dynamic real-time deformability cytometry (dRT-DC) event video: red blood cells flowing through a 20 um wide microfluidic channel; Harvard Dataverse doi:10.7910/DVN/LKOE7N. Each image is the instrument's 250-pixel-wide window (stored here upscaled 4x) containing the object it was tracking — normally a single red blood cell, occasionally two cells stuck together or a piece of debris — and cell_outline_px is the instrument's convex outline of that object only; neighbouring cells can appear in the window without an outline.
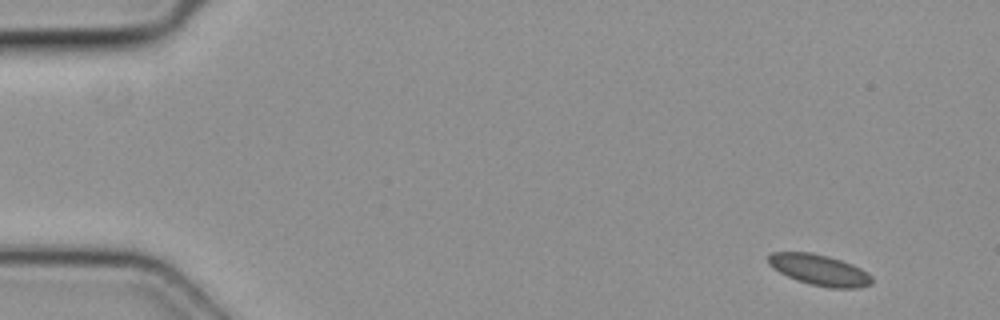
{"species": "common noctule bat (a hibernating species)", "species_latin": "Nyctalus noctula", "temperature_condition": "cold", "stored_images_in_passage": 5, "camera_frame_rate_fps": 3000, "um_per_image_px": 0.085, "animal": {"sex": "female", "body_mass_g": 19.3, "forearm_length_mm": 54.1}, "frame": {"image": 1, "passage_image": 1, "time_ms": 0.0, "image_size_px": [1000, 320], "cell_outline_px": [[872, 284], [860, 288], [832, 288], [812, 284], [796, 280], [772, 268], [768, 264], [768, 256], [772, 252], [812, 252], [828, 256], [852, 264], [860, 268], [872, 276]], "centroid_in_image_um": [69.65, 22.94], "position_along_channel_um": 15.3, "area_um2": 18.61}}
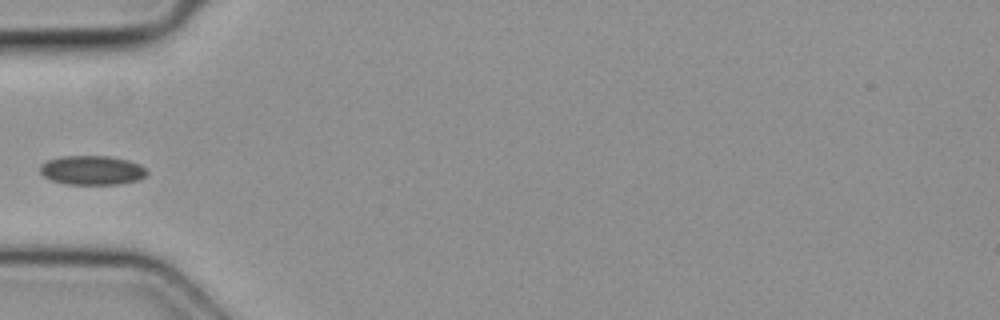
{"frame": {"image": 2, "passage_image": 4, "time_ms": 1.0, "image_size_px": [1000, 320], "cell_outline_px": [[148, 172], [140, 180], [116, 184], [68, 184], [52, 180], [44, 176], [40, 172], [40, 164], [48, 160], [60, 156], [108, 156], [128, 160], [140, 164]], "centroid_in_image_um": [7.82, 14.46], "position_along_channel_um": 77.2, "area_um2": 18.15}}
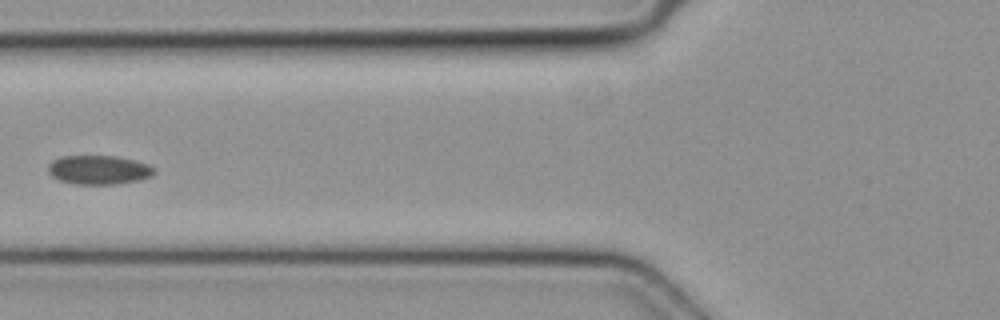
{"frame": {"image": 3, "passage_image": 5, "time_ms": 1.333, "image_size_px": [1000, 320], "cell_outline_px": [[156, 172], [152, 176], [140, 180], [116, 184], [76, 184], [60, 180], [52, 176], [48, 172], [48, 164], [52, 160], [60, 156], [116, 156], [136, 160], [148, 164], [156, 168]], "centroid_in_image_um": [8.42, 14.43], "position_along_channel_um": 117.4, "area_um2": 18.15}}